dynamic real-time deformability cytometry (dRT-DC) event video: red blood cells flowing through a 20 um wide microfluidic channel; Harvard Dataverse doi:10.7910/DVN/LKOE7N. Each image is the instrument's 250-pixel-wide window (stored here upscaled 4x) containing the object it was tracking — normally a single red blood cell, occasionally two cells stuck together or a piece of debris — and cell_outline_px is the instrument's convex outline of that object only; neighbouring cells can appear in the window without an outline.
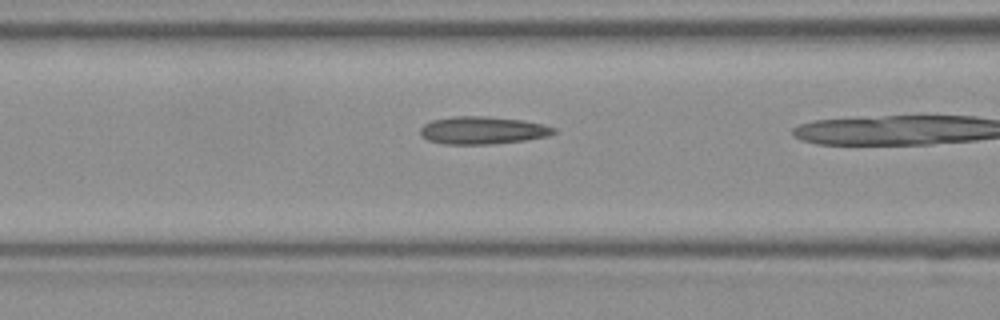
{"species": "Egyptian fruit bat (a non-hibernating species)", "species_latin": "Rousettus aegyptiacus", "temperature_condition": "room temperature", "stored_images_in_passage": 10, "camera_frame_rate_fps": 3000, "um_per_image_px": 0.085, "frame": {"image": 1, "passage_image": 9, "time_ms": 2.667, "image_size_px": [1000, 320], "cell_outline_px": [[556, 132], [548, 136], [524, 140], [492, 144], [444, 144], [428, 140], [420, 136], [420, 128], [424, 124], [432, 120], [452, 116], [484, 116], [524, 120], [544, 124], [556, 128]], "centroid_in_image_um": [41.01, 11.07], "position_along_channel_um": 125.6, "area_um2": 21.62}}